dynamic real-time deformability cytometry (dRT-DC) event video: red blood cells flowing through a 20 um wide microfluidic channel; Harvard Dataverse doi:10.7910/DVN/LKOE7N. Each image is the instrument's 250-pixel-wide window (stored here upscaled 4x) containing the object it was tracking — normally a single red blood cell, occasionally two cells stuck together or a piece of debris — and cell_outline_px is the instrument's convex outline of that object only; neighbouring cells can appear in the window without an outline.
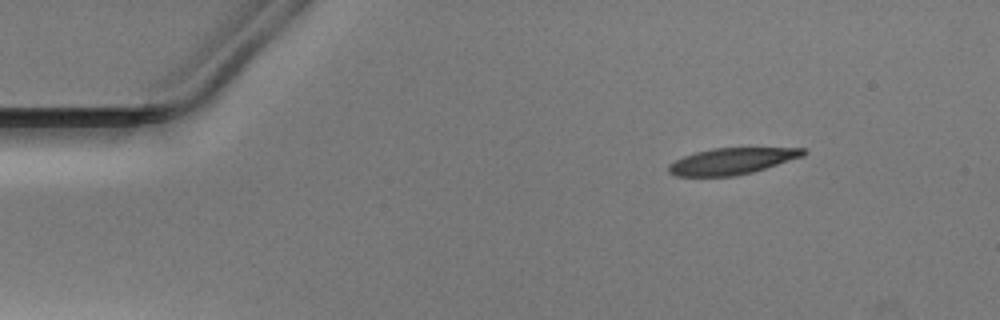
{"species": "Egyptian fruit bat (a non-hibernating species)", "species_latin": "Rousettus aegyptiacus", "temperature_condition": "warm", "stored_images_in_passage": 45, "camera_frame_rate_fps": 3000, "um_per_image_px": 0.085, "animal": {"sex": "male"}, "frame": {"image": 1, "passage_image": 1, "time_ms": 0.0, "image_size_px": [1000, 320], "cell_outline_px": [[808, 152], [804, 156], [752, 172], [736, 176], [676, 176], [668, 172], [668, 164], [684, 156], [696, 152], [712, 148], [808, 148]], "centroid_in_image_um": [62.23, 13.69], "position_along_channel_um": 22.8, "area_um2": 20.69}}
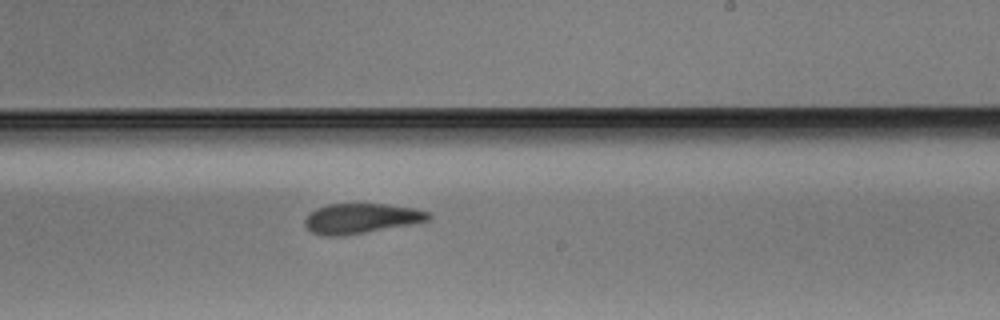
{"frame": {"image": 2, "passage_image": 25, "time_ms": 8.0, "image_size_px": [1000, 320], "cell_outline_px": [[432, 220], [344, 236], [324, 236], [312, 232], [304, 224], [304, 220], [316, 208], [328, 204], [384, 204], [412, 208], [428, 212], [432, 216]], "centroid_in_image_um": [30.69, 18.57], "position_along_channel_um": 258.3, "area_um2": 21.44}}
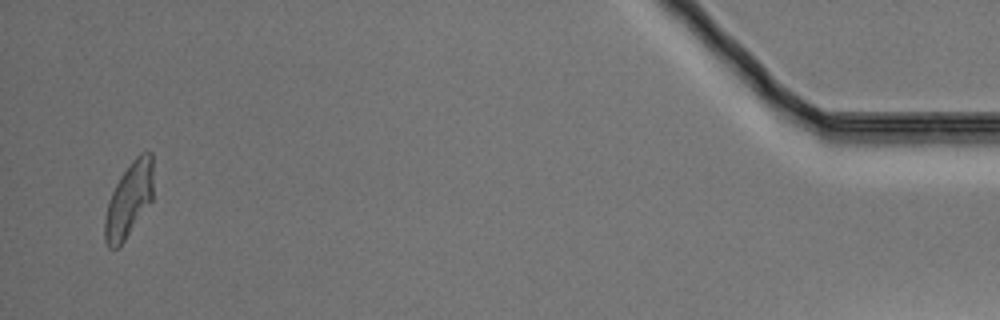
{"frame": {"image": 3, "passage_image": 44, "time_ms": 14.333, "image_size_px": [1000, 320], "cell_outline_px": [[152, 200], [124, 240], [116, 248], [108, 248], [104, 240], [104, 220], [108, 200], [120, 176], [132, 160], [140, 152], [152, 152]], "centroid_in_image_um": [10.94, 16.97], "position_along_channel_um": 424.3, "area_um2": 20.87}}